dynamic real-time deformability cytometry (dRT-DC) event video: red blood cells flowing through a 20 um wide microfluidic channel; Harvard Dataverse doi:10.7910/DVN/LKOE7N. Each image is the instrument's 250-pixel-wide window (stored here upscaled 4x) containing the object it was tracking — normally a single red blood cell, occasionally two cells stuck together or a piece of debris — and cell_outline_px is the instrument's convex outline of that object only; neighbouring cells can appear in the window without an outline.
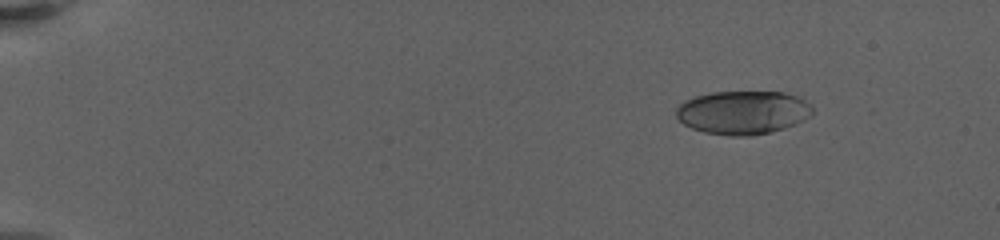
{"species": "human", "species_latin": "Homo sapiens", "temperature_condition": "warm", "stored_images_in_passage": 41, "camera_frame_rate_fps": 3000, "um_per_image_px": 0.085, "donor": {"sex": "female"}, "frame": {"image": 1, "passage_image": 4, "time_ms": 2.333, "image_size_px": [1000, 240], "cell_outline_px": [[812, 112], [808, 116], [784, 128], [752, 136], [732, 136], [704, 132], [692, 128], [684, 124], [676, 116], [676, 108], [684, 100], [696, 96], [712, 92], [784, 92], [796, 96], [804, 100], [812, 108]], "centroid_in_image_um": [63.09, 9.55], "position_along_channel_um": 21.9, "area_um2": 34.16}}
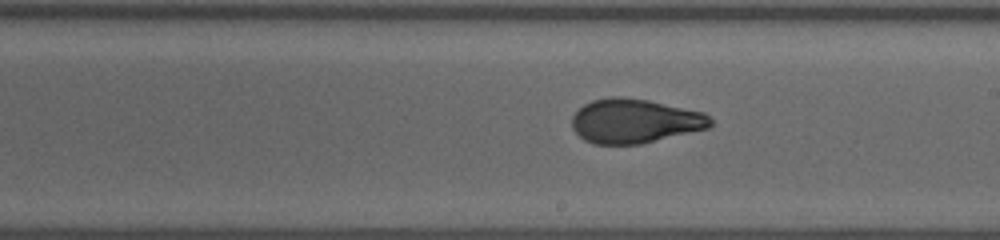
{"frame": {"image": 2, "passage_image": 24, "time_ms": 13.0, "image_size_px": [1000, 240], "cell_outline_px": [[712, 124], [708, 128], [640, 144], [592, 144], [584, 140], [572, 128], [572, 116], [584, 104], [592, 100], [612, 96], [620, 96], [648, 100], [704, 112], [712, 120]], "centroid_in_image_um": [53.93, 10.28], "position_along_channel_um": 235.1, "area_um2": 35.66}}
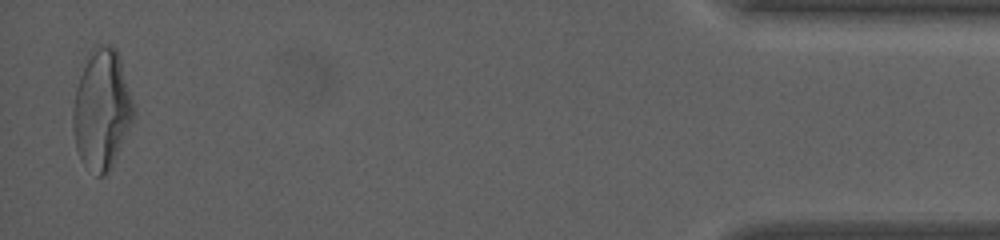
{"frame": {"image": 3, "passage_image": 41, "time_ms": 21.333, "image_size_px": [1000, 240], "cell_outline_px": [[136, 116], [112, 168], [104, 176], [96, 176], [80, 160], [76, 148], [72, 132], [72, 112], [76, 88], [84, 56], [88, 52], [100, 44], [112, 44], [116, 48], [136, 108]], "centroid_in_image_um": [8.65, 9.31], "position_along_channel_um": 426.5, "area_um2": 43.47}, "authors_computed_cell_mechanics": {"area_um2": 35.4892, "velocity_mm_per_s": 3.1872, "shape_relaxation_time_tau1_ms": 7.2571, "shape_relaxation_time_tau2_ms": 1.2974, "deformation_change_tau1": 0.2371, "deformation_change_tau2": 0.0691}}